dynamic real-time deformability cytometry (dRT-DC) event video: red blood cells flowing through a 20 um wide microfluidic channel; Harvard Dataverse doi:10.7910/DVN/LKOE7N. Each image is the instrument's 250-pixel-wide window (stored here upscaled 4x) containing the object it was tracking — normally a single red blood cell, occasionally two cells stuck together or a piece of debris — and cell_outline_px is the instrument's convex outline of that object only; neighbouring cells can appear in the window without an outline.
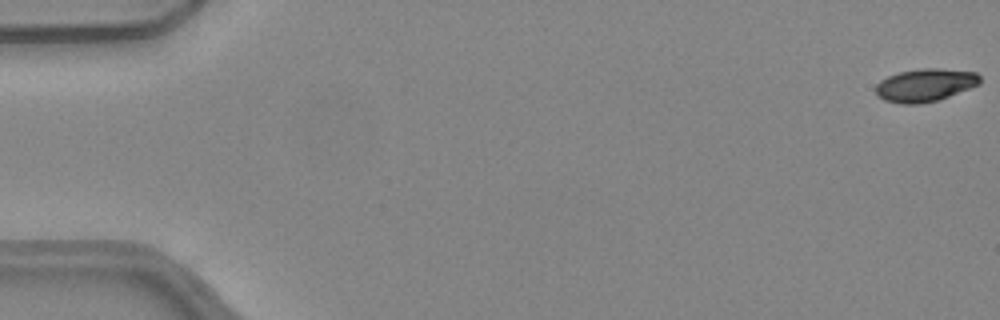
{"species": "common noctule bat (a hibernating species)", "species_latin": "Nyctalus noctula", "temperature_condition": "warm", "stored_images_in_passage": 21, "camera_frame_rate_fps": 3000, "um_per_image_px": 0.085, "animal": {"sex": "female", "body_mass_g": 24.6, "forearm_length_mm": 56.2}, "frame": {"image": 1, "passage_image": 1, "time_ms": 0.0, "image_size_px": [1000, 320], "cell_outline_px": [[980, 84], [940, 100], [920, 104], [900, 104], [884, 100], [876, 96], [876, 84], [880, 80], [888, 76], [900, 72], [920, 68], [940, 68], [976, 72], [980, 76]], "centroid_in_image_um": [78.63, 7.24], "position_along_channel_um": 6.4, "area_um2": 20.23}}
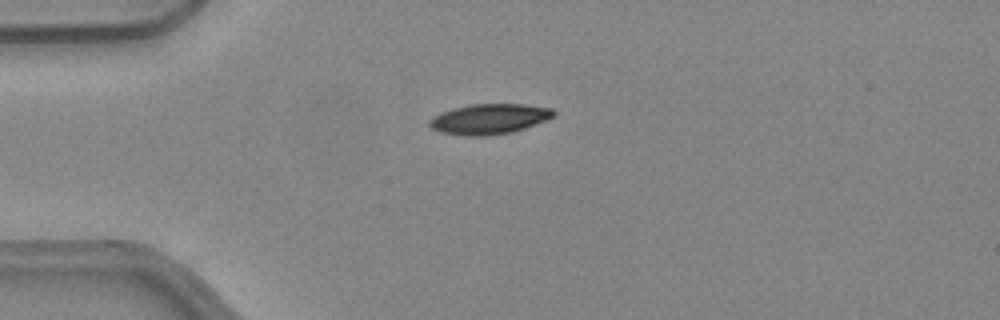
{"frame": {"image": 2, "passage_image": 14, "time_ms": 4.333, "image_size_px": [1000, 320], "cell_outline_px": [[556, 112], [548, 120], [512, 132], [488, 136], [464, 136], [440, 132], [432, 128], [428, 124], [428, 120], [440, 112], [452, 108], [472, 104], [524, 104], [552, 108]], "centroid_in_image_um": [41.57, 10.11], "position_along_channel_um": 43.4, "area_um2": 22.08}}